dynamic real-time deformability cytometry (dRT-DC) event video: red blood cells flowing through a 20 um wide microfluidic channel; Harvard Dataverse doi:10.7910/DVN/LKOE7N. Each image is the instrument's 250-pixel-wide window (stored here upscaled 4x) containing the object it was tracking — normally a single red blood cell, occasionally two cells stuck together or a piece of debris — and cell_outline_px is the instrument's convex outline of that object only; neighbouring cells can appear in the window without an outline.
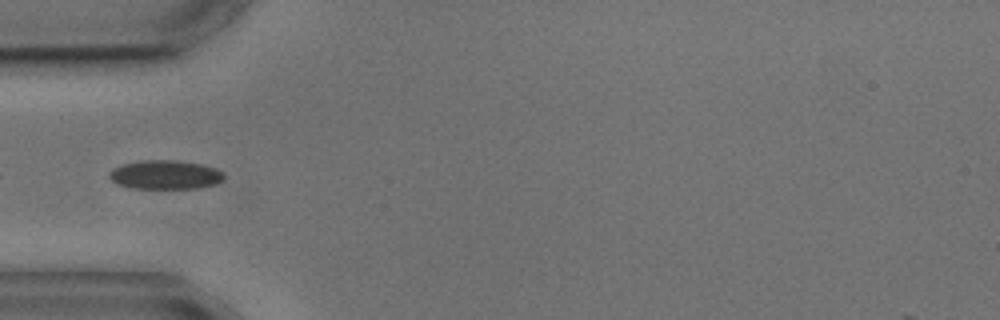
{"species": "common noctule bat (a hibernating species)", "species_latin": "Nyctalus noctula", "temperature_condition": "cold", "stored_images_in_passage": 7, "camera_frame_rate_fps": 3000, "um_per_image_px": 0.085, "animal": {"sex": "male", "body_mass_g": 17.9, "forearm_length_mm": 54.2}, "frame": {"image": 1, "passage_image": 5, "time_ms": 4.667, "image_size_px": [1000, 320], "cell_outline_px": [[224, 180], [216, 184], [196, 188], [136, 188], [116, 184], [108, 176], [108, 172], [112, 168], [124, 164], [144, 160], [176, 160], [200, 164], [216, 168], [224, 172]], "centroid_in_image_um": [14.06, 14.85], "position_along_channel_um": 70.9, "area_um2": 19.36}}